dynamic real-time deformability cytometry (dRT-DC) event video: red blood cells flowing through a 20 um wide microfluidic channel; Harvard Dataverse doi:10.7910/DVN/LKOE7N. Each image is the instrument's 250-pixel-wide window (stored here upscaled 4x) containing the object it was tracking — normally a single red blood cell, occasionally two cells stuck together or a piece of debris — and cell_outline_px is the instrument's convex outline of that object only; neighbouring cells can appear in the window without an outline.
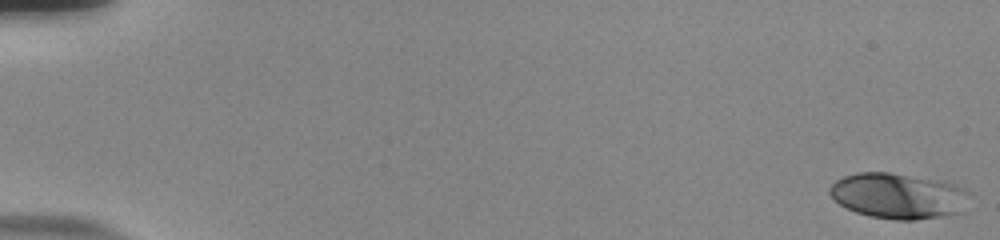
{"species": "human", "species_latin": "Homo sapiens", "temperature_condition": "room temperature", "stored_images_in_passage": 56, "camera_frame_rate_fps": 3000, "um_per_image_px": 0.085, "donor": {"sex": "male"}, "frame": {"image": 1, "passage_image": 1, "time_ms": 0.0, "image_size_px": [1000, 240], "cell_outline_px": [[968, 192], [964, 212], [916, 220], [896, 220], [872, 216], [856, 212], [840, 204], [828, 192], [828, 188], [836, 180], [844, 176], [856, 172], [888, 172], [956, 184], [964, 188]], "centroid_in_image_um": [76.34, 16.65], "position_along_channel_um": 8.7, "area_um2": 36.82}}
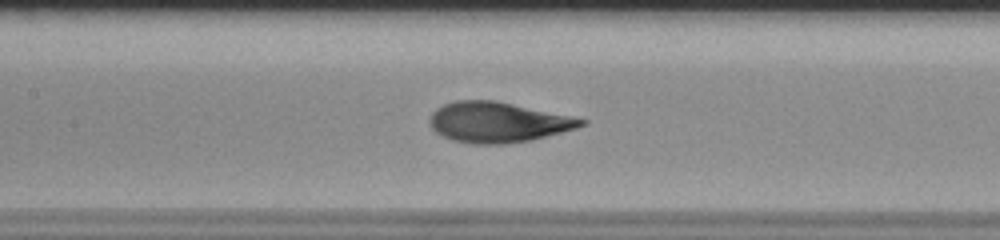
{"frame": {"image": 2, "passage_image": 28, "time_ms": 9.0, "image_size_px": [1000, 240], "cell_outline_px": [[588, 124], [576, 128], [532, 140], [504, 144], [472, 144], [452, 140], [436, 132], [428, 124], [428, 120], [432, 112], [436, 108], [444, 104], [456, 100], [496, 100], [572, 116], [588, 120]], "centroid_in_image_um": [42.31, 10.38], "position_along_channel_um": 165.1, "area_um2": 35.84}}
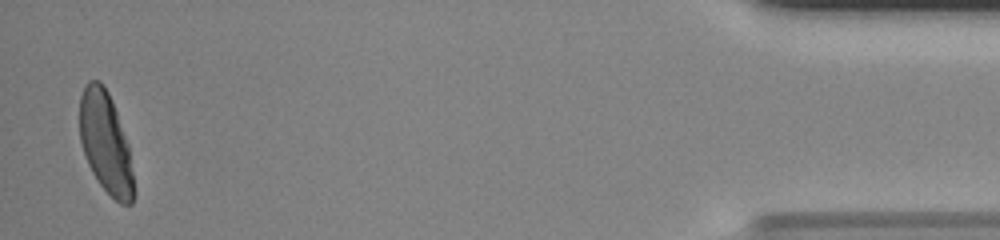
{"frame": {"image": 3, "passage_image": 55, "time_ms": 18.0, "image_size_px": [1000, 240], "cell_outline_px": [[136, 196], [132, 204], [120, 204], [100, 184], [92, 172], [88, 164], [80, 140], [80, 96], [84, 84], [88, 80], [100, 80], [108, 92], [112, 100], [128, 144], [136, 192]], "centroid_in_image_um": [8.99, 12.14], "position_along_channel_um": 426.2, "area_um2": 31.96}, "authors_computed_cell_mechanics": {"area_um2": 35.3158, "velocity_mm_per_s": 3.755, "shape_relaxation_time_tau1_ms": 3.7396, "shape_relaxation_time_tau2_ms": null, "deformation_change_tau1": 0.1949, "deformation_change_tau2": null}}